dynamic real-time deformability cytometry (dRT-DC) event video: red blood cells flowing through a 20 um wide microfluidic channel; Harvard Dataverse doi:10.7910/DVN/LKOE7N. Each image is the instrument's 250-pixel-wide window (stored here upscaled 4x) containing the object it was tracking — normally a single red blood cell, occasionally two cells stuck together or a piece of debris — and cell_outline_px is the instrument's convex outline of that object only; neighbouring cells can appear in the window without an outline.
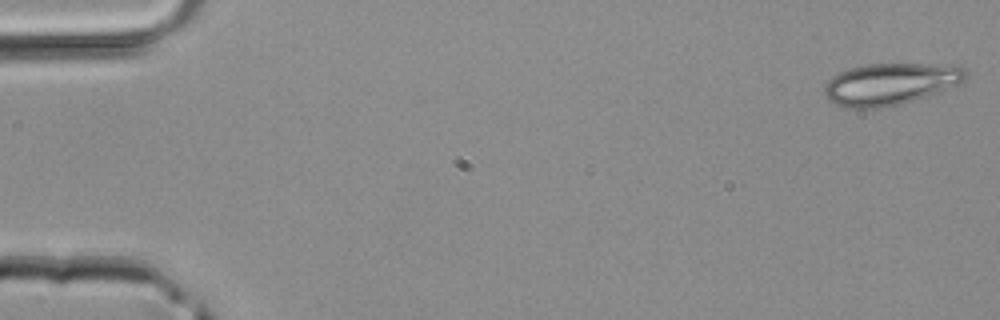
{"species": "common noctule bat (a hibernating species)", "species_latin": "Nyctalus noctula", "temperature_condition": "room temperature", "stored_images_in_passage": 42, "camera_frame_rate_fps": 3000, "um_per_image_px": 0.085, "animal": {"sex": "male", "body_mass_g": 20.4}, "frame": {"image": 1, "passage_image": 1, "time_ms": 0.0, "image_size_px": [1000, 320], "cell_outline_px": [[968, 76], [964, 80], [940, 92], [900, 104], [880, 108], [848, 108], [836, 104], [828, 100], [824, 92], [824, 84], [832, 76], [848, 68], [868, 64], [960, 64], [968, 72]], "centroid_in_image_um": [75.69, 7.12], "position_along_channel_um": 9.3, "area_um2": 34.68}}
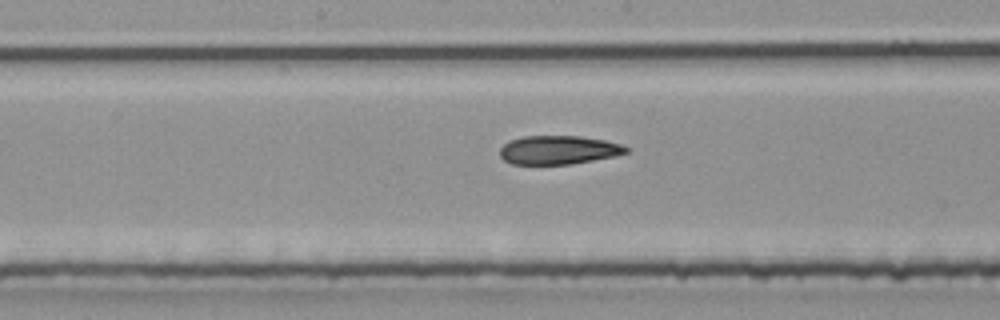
{"frame": {"image": 2, "passage_image": 22, "time_ms": 7.0, "image_size_px": [1000, 320], "cell_outline_px": [[628, 152], [616, 156], [572, 164], [512, 164], [504, 160], [500, 156], [500, 148], [508, 140], [524, 136], [580, 136], [604, 140], [620, 144], [628, 148]], "centroid_in_image_um": [47.45, 12.75], "position_along_channel_um": 200.7, "area_um2": 21.15}}
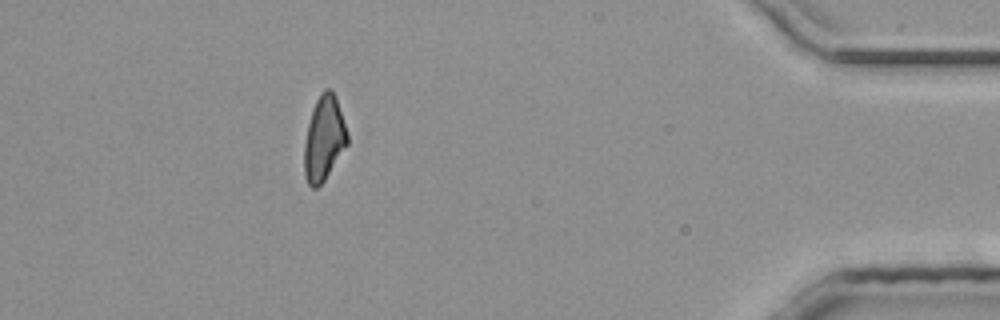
{"frame": {"image": 3, "passage_image": 38, "time_ms": 12.333, "image_size_px": [1000, 320], "cell_outline_px": [[348, 144], [324, 180], [316, 188], [312, 188], [308, 184], [304, 176], [304, 144], [308, 124], [316, 100], [320, 92], [324, 88], [328, 88], [336, 96], [348, 132]], "centroid_in_image_um": [27.54, 11.76], "position_along_channel_um": 407.7, "area_um2": 21.27}}